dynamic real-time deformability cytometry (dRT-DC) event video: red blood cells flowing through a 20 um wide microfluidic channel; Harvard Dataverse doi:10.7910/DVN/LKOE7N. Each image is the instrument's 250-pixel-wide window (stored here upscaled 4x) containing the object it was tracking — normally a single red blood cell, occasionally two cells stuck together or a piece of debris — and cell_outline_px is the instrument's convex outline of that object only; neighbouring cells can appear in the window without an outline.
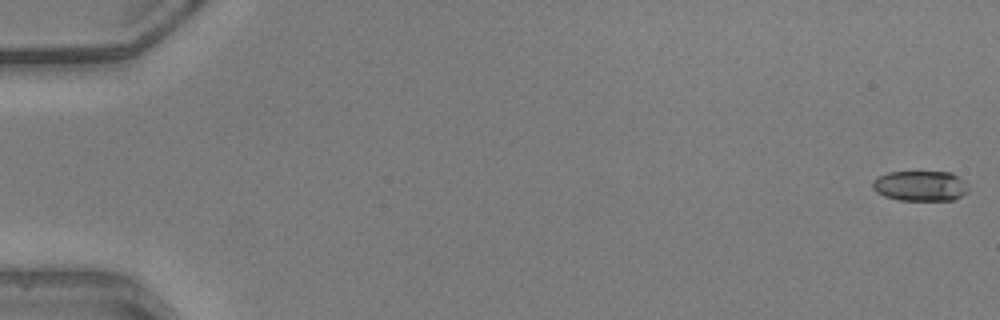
{"species": "common noctule bat (a hibernating species)", "species_latin": "Nyctalus noctula", "temperature_condition": "warm", "stored_images_in_passage": 47, "camera_frame_rate_fps": 3000, "um_per_image_px": 0.085, "animal": {"sex": "male", "body_mass_g": 20.5, "forearm_length_mm": 52.5}, "frame": {"image": 1, "passage_image": 1, "time_ms": 0.0, "image_size_px": [1000, 320], "cell_outline_px": [[968, 192], [952, 200], [900, 200], [884, 196], [876, 192], [872, 188], [872, 180], [888, 172], [952, 172], [964, 180], [968, 184]], "centroid_in_image_um": [78.24, 15.8], "position_along_channel_um": 6.8, "area_um2": 16.99}}
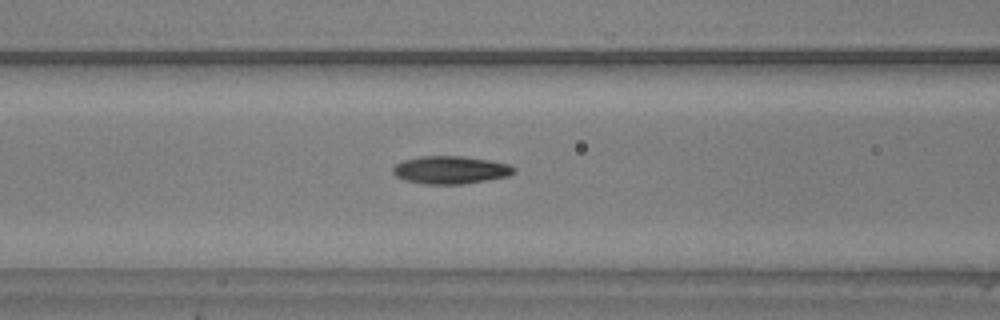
{"frame": {"image": 2, "passage_image": 22, "time_ms": 7.0, "image_size_px": [1000, 320], "cell_outline_px": [[516, 172], [508, 176], [488, 180], [464, 184], [424, 184], [404, 180], [396, 176], [392, 172], [392, 168], [396, 164], [404, 160], [420, 156], [460, 156], [488, 160], [508, 164], [516, 168]], "centroid_in_image_um": [38.29, 14.45], "position_along_channel_um": 128.3, "area_um2": 19.65}}
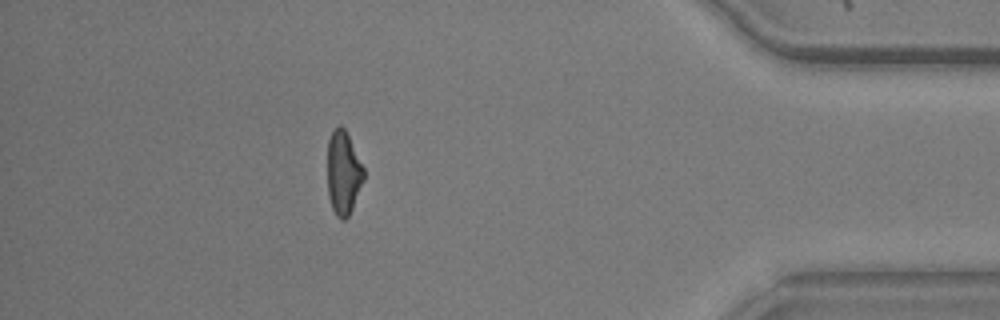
{"frame": {"image": 3, "passage_image": 45, "time_ms": 14.667, "image_size_px": [1000, 320], "cell_outline_px": [[364, 180], [352, 208], [348, 216], [344, 220], [340, 220], [336, 216], [332, 208], [328, 196], [328, 140], [332, 132], [340, 124], [344, 128], [364, 168]], "centroid_in_image_um": [29.18, 14.72], "position_along_channel_um": 406.0, "area_um2": 17.51}}